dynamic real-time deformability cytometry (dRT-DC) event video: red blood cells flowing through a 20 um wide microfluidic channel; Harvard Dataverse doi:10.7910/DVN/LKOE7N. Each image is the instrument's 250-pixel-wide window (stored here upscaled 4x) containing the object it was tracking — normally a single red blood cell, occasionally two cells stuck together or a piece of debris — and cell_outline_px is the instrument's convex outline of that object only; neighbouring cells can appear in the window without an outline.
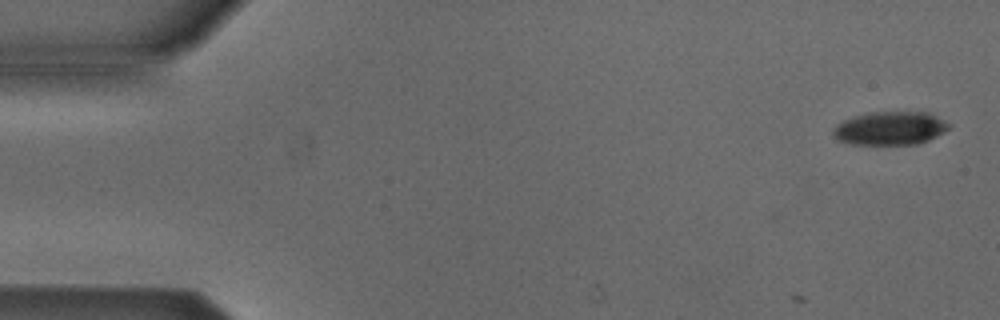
{"species": "Egyptian fruit bat (a non-hibernating species)", "species_latin": "Rousettus aegyptiacus", "temperature_condition": "cold", "stored_images_in_passage": 6, "segment_of_instrument_passage": [1, 2], "camera_frame_rate_fps": 3000, "um_per_image_px": 0.085, "animal": {"sex": "male"}, "frame": {"image": 1, "passage_image": 1, "time_ms": 0.0, "image_size_px": [1000, 320], "cell_outline_px": [[952, 124], [944, 132], [928, 140], [916, 144], [852, 144], [836, 140], [832, 136], [832, 128], [836, 124], [844, 120], [856, 116], [872, 112], [928, 112]], "centroid_in_image_um": [75.64, 10.9], "position_along_channel_um": 9.4, "area_um2": 22.54}}
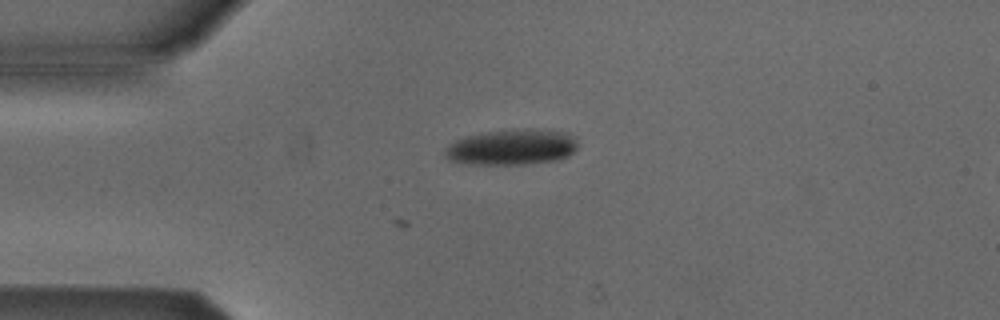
{"frame": {"image": 2, "passage_image": 4, "time_ms": 3.667, "image_size_px": [1000, 320], "cell_outline_px": [[576, 148], [568, 156], [560, 160], [524, 164], [468, 164], [448, 160], [444, 156], [444, 148], [448, 144], [456, 140], [468, 136], [488, 132], [524, 128], [528, 128], [564, 132], [572, 136], [576, 144]], "centroid_in_image_um": [43.46, 12.52], "position_along_channel_um": 41.5, "area_um2": 27.51}}